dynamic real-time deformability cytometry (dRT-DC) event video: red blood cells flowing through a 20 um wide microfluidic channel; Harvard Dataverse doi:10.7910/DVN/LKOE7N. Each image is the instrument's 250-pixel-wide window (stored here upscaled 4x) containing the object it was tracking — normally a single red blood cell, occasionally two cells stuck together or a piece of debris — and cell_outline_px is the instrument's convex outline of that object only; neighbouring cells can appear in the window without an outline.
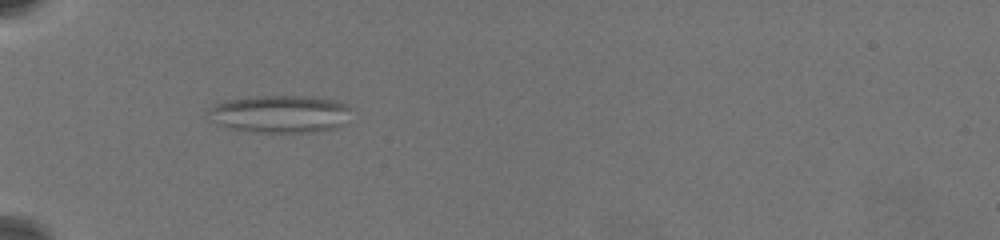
{"species": "common noctule bat (a hibernating species)", "species_latin": "Nyctalus noctula", "temperature_condition": "warm", "stored_images_in_passage": 9, "camera_frame_rate_fps": 3000, "um_per_image_px": 0.085, "animal": {"sex": "female", "body_mass_g": 19.5, "forearm_length_mm": 54.1}, "frame": {"image": 1, "passage_image": 1, "time_ms": 0.0, "image_size_px": [1000, 240], "cell_outline_px": [[348, 108], [340, 124], [332, 128], [308, 132], [256, 132], [236, 128], [212, 120], [204, 116], [216, 104], [228, 100], [256, 96], [316, 96], [332, 100], [344, 104]], "centroid_in_image_um": [23.74, 9.66], "position_along_channel_um": 61.3, "area_um2": 30.17}}
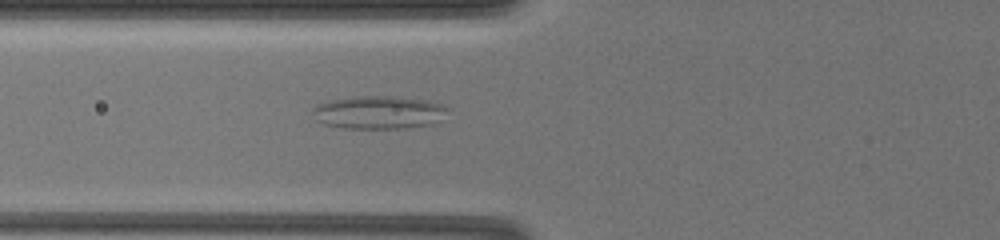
{"frame": {"image": 2, "passage_image": 8, "time_ms": 1.333, "image_size_px": [1000, 240], "cell_outline_px": [[448, 108], [432, 124], [404, 128], [348, 128], [324, 124], [316, 120], [312, 112], [312, 108], [320, 104], [336, 100], [356, 96], [392, 96], [428, 100], [440, 104]], "centroid_in_image_um": [32.16, 9.55], "position_along_channel_um": 93.6, "area_um2": 25.43}}